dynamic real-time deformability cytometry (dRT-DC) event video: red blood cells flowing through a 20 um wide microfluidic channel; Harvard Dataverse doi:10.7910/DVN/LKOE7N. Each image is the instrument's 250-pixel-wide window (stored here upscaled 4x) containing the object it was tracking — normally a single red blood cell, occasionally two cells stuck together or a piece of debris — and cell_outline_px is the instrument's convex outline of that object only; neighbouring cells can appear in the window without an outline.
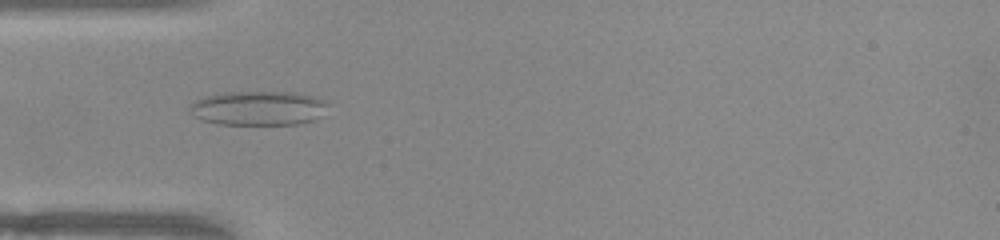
{"species": "common noctule bat (a hibernating species)", "species_latin": "Nyctalus noctula", "temperature_condition": "warm", "stored_images_in_passage": 51, "camera_frame_rate_fps": 3000, "um_per_image_px": 0.085, "animal": {"sex": "female", "body_mass_g": 22.0, "forearm_length_mm": 56.7}, "frame": {"image": 1, "passage_image": 15, "time_ms": 4.667, "image_size_px": [1000, 240], "cell_outline_px": [[332, 104], [324, 116], [316, 120], [296, 124], [220, 124], [200, 120], [192, 116], [188, 108], [196, 100], [204, 96], [232, 92], [296, 92], [312, 96], [324, 100]], "centroid_in_image_um": [22.03, 9.2], "position_along_channel_um": 63.0, "area_um2": 28.09}}
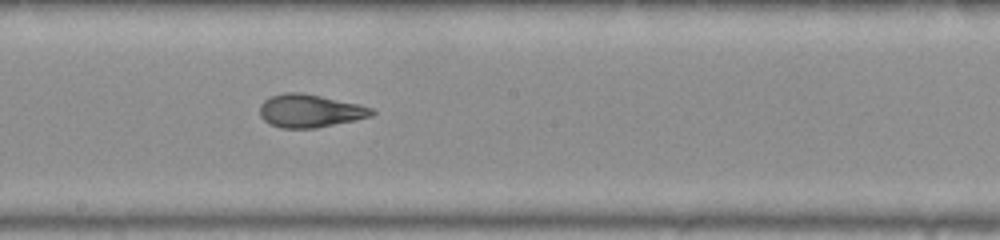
{"frame": {"image": 2, "passage_image": 27, "time_ms": 8.667, "image_size_px": [1000, 240], "cell_outline_px": [[376, 112], [372, 116], [356, 120], [316, 128], [280, 128], [268, 124], [260, 116], [260, 104], [264, 100], [272, 96], [284, 92], [300, 92], [360, 104], [372, 108]], "centroid_in_image_um": [26.34, 9.43], "position_along_channel_um": 221.9, "area_um2": 21.68}}
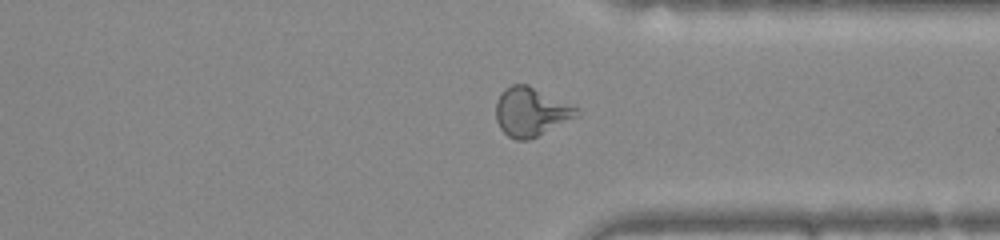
{"frame": {"image": 3, "passage_image": 38, "time_ms": 12.333, "image_size_px": [1000, 240], "cell_outline_px": [[580, 116], [528, 140], [516, 140], [508, 136], [500, 128], [496, 120], [496, 100], [500, 92], [504, 88], [512, 84], [528, 84], [580, 108]], "centroid_in_image_um": [45.14, 9.49], "position_along_channel_um": 366.3, "area_um2": 23.29}, "authors_computed_cell_mechanics": {"area_um2": 23.4668, "velocity_mm_per_s": 3.9797, "shape_relaxation_time_tau1_ms": null, "shape_relaxation_time_tau2_ms": 1.2787, "deformation_change_tau1": null, "deformation_change_tau2": 0.0762}}